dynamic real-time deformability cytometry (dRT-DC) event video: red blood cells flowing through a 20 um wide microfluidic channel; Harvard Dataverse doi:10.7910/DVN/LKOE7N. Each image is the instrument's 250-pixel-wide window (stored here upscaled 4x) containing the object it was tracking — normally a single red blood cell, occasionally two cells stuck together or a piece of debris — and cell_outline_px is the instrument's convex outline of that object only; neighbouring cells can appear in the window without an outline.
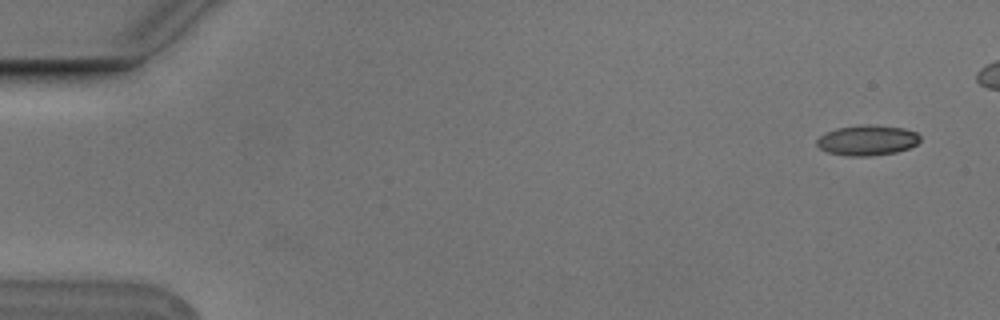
{"species": "Egyptian fruit bat (a non-hibernating species)", "species_latin": "Rousettus aegyptiacus", "temperature_condition": "cold", "stored_images_in_passage": 4, "camera_frame_rate_fps": 3000, "um_per_image_px": 0.085, "animal": {"sex": "male"}, "frame": {"image": 1, "passage_image": 1, "time_ms": 0.0, "image_size_px": [1000, 320], "cell_outline_px": [[920, 140], [916, 144], [908, 148], [896, 152], [868, 156], [848, 156], [828, 152], [820, 148], [816, 144], [816, 140], [824, 132], [836, 128], [860, 124], [868, 124], [904, 128], [916, 132], [920, 136]], "centroid_in_image_um": [73.69, 11.91], "position_along_channel_um": 11.3, "area_um2": 18.32}}